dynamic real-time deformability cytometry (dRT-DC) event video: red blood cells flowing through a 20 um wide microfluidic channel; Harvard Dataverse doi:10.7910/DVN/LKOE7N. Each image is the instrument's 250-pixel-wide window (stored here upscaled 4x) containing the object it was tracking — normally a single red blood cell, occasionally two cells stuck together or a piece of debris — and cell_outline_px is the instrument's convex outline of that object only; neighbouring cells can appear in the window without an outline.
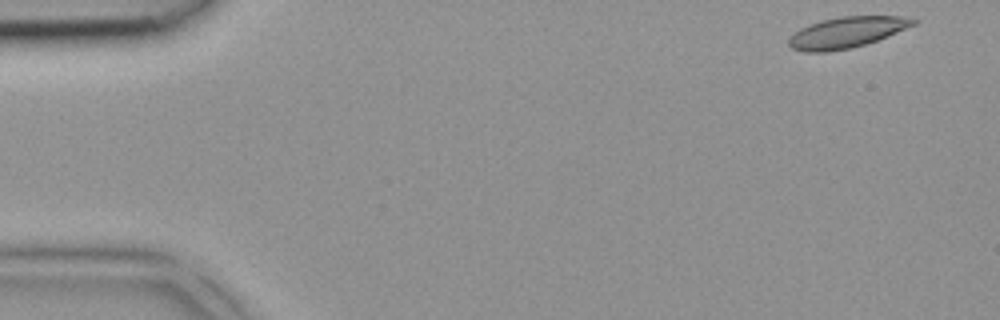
{"species": "common noctule bat (a hibernating species)", "species_latin": "Nyctalus noctula", "temperature_condition": "room temperature", "stored_images_in_passage": 3, "camera_frame_rate_fps": 3000, "um_per_image_px": 0.085, "animal": {"sex": "female", "body_mass_g": 18.4}, "frame": {"image": 1, "passage_image": 1, "time_ms": 0.0, "image_size_px": [1000, 320], "cell_outline_px": [[920, 20], [916, 24], [876, 40], [864, 44], [848, 48], [828, 52], [804, 52], [792, 48], [788, 44], [788, 40], [800, 28], [808, 24], [840, 16], [900, 16]], "centroid_in_image_um": [71.95, 2.75], "position_along_channel_um": 13.0, "area_um2": 22.14}}